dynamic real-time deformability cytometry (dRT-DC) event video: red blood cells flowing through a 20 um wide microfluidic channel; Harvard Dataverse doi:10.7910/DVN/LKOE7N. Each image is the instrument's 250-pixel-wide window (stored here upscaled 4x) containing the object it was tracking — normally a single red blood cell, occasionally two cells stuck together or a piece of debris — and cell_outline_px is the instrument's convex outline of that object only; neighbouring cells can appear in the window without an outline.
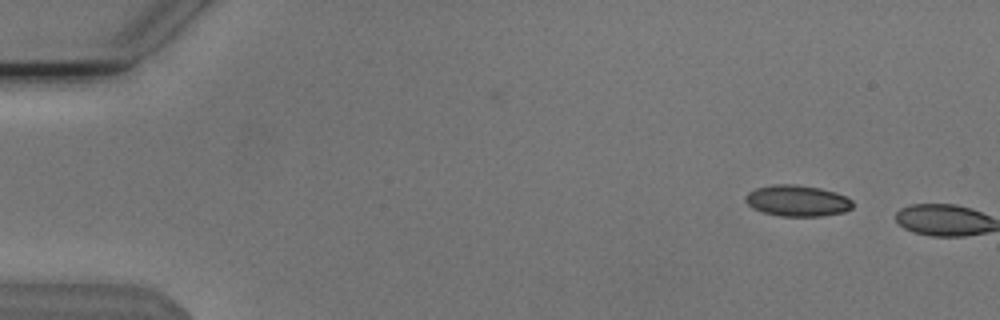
{"species": "Egyptian fruit bat (a non-hibernating species)", "species_latin": "Rousettus aegyptiacus", "temperature_condition": "cold", "stored_images_in_passage": 2, "camera_frame_rate_fps": 3000, "um_per_image_px": 0.085, "animal": {"sex": "male"}, "frame": {"image": 1, "passage_image": 1, "time_ms": 0.0, "image_size_px": [1000, 320], "cell_outline_px": [[852, 208], [844, 212], [820, 216], [780, 216], [764, 212], [752, 208], [744, 200], [744, 196], [748, 192], [756, 188], [772, 184], [792, 184], [820, 188], [836, 192], [848, 196], [852, 200]], "centroid_in_image_um": [67.77, 17.05], "position_along_channel_um": 17.2, "area_um2": 19.59}}